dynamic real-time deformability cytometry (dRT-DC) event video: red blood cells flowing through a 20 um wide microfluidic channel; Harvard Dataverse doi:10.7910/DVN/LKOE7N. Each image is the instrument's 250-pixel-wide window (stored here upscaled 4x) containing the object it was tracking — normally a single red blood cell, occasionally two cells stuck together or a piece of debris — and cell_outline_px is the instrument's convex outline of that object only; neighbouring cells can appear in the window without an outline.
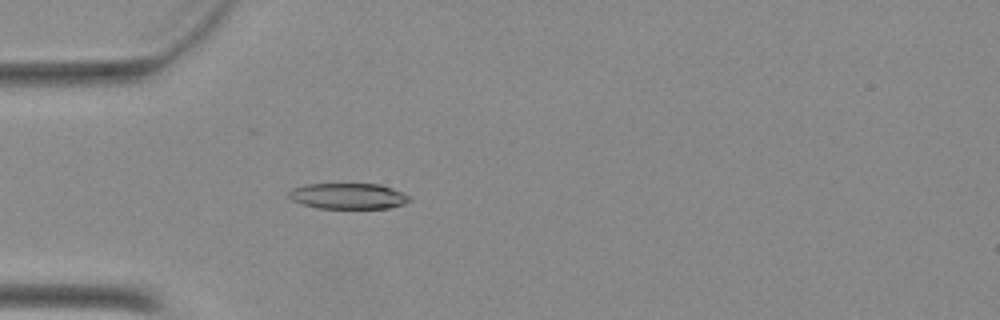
{"species": "Egyptian fruit bat (a non-hibernating species)", "species_latin": "Rousettus aegyptiacus", "temperature_condition": "warm", "stored_images_in_passage": 50, "camera_frame_rate_fps": 3000, "um_per_image_px": 0.085, "animal": {"sex": "female"}, "frame": {"image": 1, "passage_image": 15, "time_ms": 4.667, "image_size_px": [1000, 320], "cell_outline_px": [[412, 200], [404, 204], [388, 208], [316, 208], [292, 200], [288, 196], [288, 192], [292, 188], [304, 184], [380, 184], [392, 188], [408, 196]], "centroid_in_image_um": [29.57, 16.66], "position_along_channel_um": 55.4, "area_um2": 18.09}}
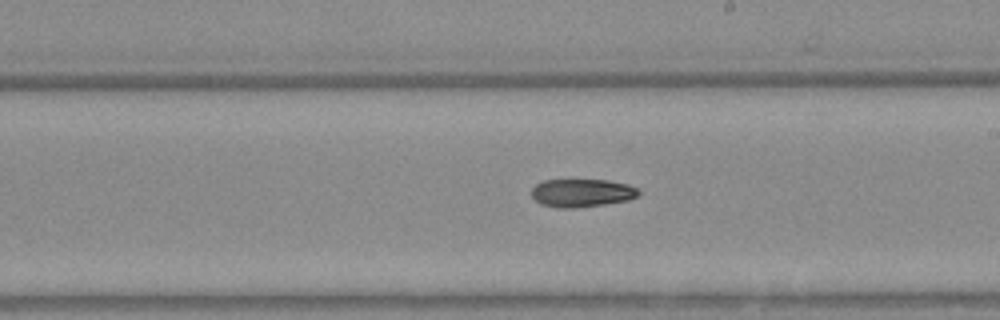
{"frame": {"image": 2, "passage_image": 29, "time_ms": 9.333, "image_size_px": [1000, 320], "cell_outline_px": [[640, 192], [636, 196], [628, 200], [604, 204], [572, 208], [560, 208], [540, 204], [532, 196], [532, 188], [536, 184], [544, 180], [608, 180], [628, 184], [636, 188]], "centroid_in_image_um": [49.44, 16.39], "position_along_channel_um": 239.6, "area_um2": 17.4}}
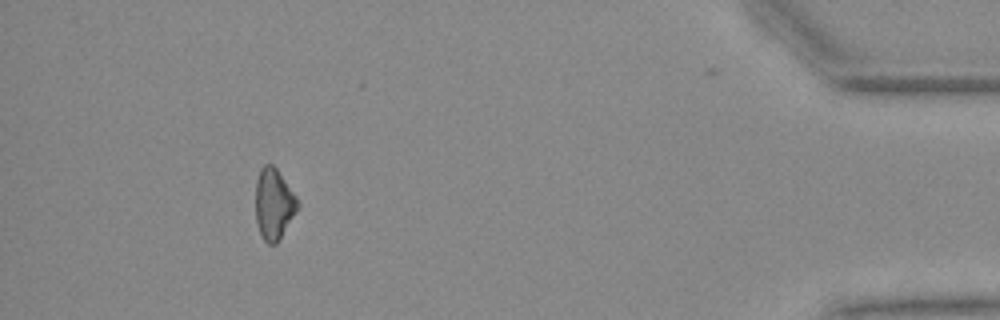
{"frame": {"image": 3, "passage_image": 46, "time_ms": 15.0, "image_size_px": [1000, 320], "cell_outline_px": [[300, 208], [280, 240], [276, 244], [268, 244], [264, 240], [256, 224], [256, 180], [260, 168], [264, 164], [272, 164], [276, 168], [296, 196], [300, 204]], "centroid_in_image_um": [23.29, 17.36], "position_along_channel_um": 411.9, "area_um2": 17.69}}